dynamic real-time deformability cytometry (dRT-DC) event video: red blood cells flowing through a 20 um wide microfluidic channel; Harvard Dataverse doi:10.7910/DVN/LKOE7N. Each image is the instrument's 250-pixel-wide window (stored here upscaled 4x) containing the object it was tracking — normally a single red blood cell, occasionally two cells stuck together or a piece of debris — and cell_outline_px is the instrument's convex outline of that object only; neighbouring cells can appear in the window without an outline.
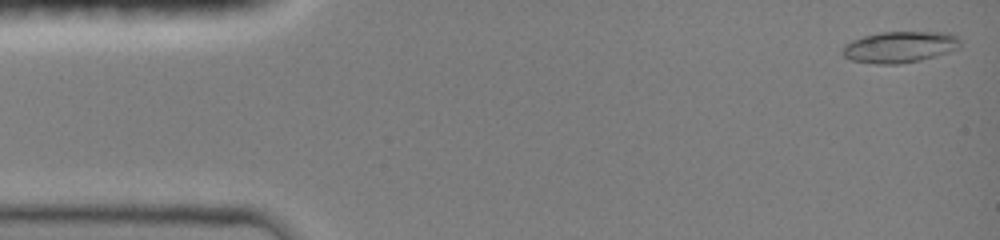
{"species": "common noctule bat (a hibernating species)", "species_latin": "Nyctalus noctula", "temperature_condition": "room temperature", "stored_images_in_passage": 46, "camera_frame_rate_fps": 3000, "um_per_image_px": 0.085, "animal": {"sex": "female", "body_mass_g": 19.0, "forearm_length_mm": 51.5}, "frame": {"image": 1, "passage_image": 1, "time_ms": 0.0, "image_size_px": [1000, 240], "cell_outline_px": [[960, 44], [956, 48], [920, 60], [900, 64], [876, 64], [852, 60], [844, 56], [840, 52], [852, 40], [864, 36], [880, 32], [940, 32], [956, 36], [960, 40]], "centroid_in_image_um": [76.42, 3.99], "position_along_channel_um": 8.6, "area_um2": 20.98}}
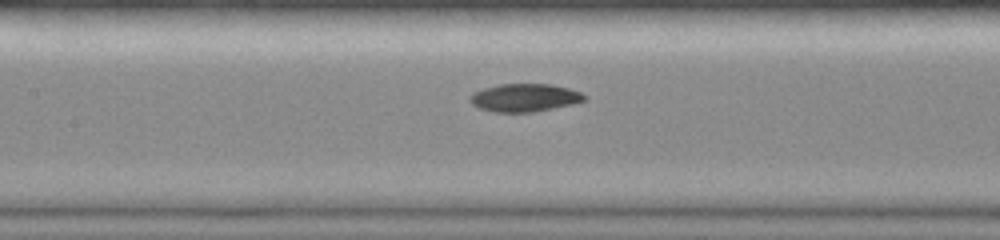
{"frame": {"image": 2, "passage_image": 21, "time_ms": 6.667, "image_size_px": [1000, 240], "cell_outline_px": [[584, 100], [572, 104], [532, 112], [496, 112], [480, 108], [472, 104], [468, 100], [468, 96], [472, 92], [484, 88], [500, 84], [552, 84], [568, 88], [580, 92], [584, 96]], "centroid_in_image_um": [44.53, 8.29], "position_along_channel_um": 162.9, "area_um2": 18.5}}
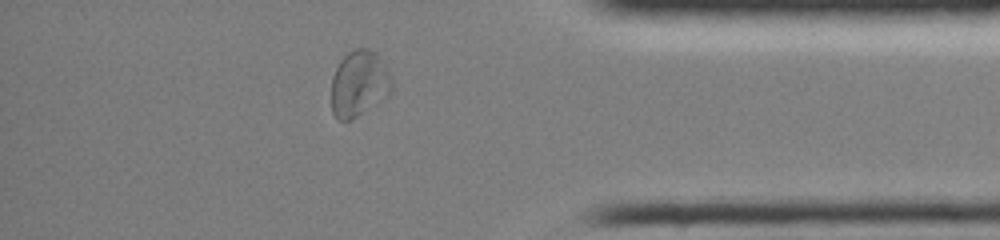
{"frame": {"image": 3, "passage_image": 40, "time_ms": 13.0, "image_size_px": [1000, 240], "cell_outline_px": [[392, 88], [388, 92], [356, 116], [348, 120], [336, 120], [332, 112], [332, 76], [340, 60], [348, 52], [356, 48], [368, 48], [376, 52], [388, 68], [392, 76]], "centroid_in_image_um": [30.49, 7.05], "position_along_channel_um": 404.7, "area_um2": 22.83}, "authors_computed_cell_mechanics": {"area_um2": 19.3052, "velocity_mm_per_s": 4.0245, "shape_relaxation_time_tau1_ms": 8.5313, "shape_relaxation_time_tau2_ms": 7.8734, "deformation_change_tau1": 0.2053, "deformation_change_tau2": 0.1326}}